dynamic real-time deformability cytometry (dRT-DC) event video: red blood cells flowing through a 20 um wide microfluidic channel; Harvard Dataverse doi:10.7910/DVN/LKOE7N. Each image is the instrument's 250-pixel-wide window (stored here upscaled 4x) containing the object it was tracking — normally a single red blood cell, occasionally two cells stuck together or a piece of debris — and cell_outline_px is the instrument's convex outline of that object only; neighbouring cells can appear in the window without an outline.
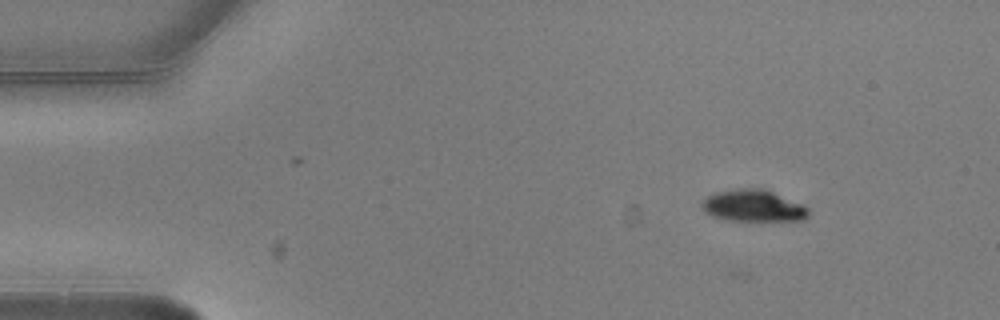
{"species": "common noctule bat (a hibernating species)", "species_latin": "Nyctalus noctula", "temperature_condition": "warm", "stored_images_in_passage": 8, "camera_frame_rate_fps": 3000, "um_per_image_px": 0.085, "animal": {"sex": "male", "body_mass_g": 20.5, "forearm_length_mm": 52.5}, "frame": {"image": 1, "passage_image": 2, "time_ms": 0.333, "image_size_px": [1000, 320], "cell_outline_px": [[808, 216], [804, 220], [724, 220], [712, 216], [704, 212], [700, 204], [708, 196], [716, 192], [736, 188], [764, 188], [804, 204], [808, 208]], "centroid_in_image_um": [64.02, 17.48], "position_along_channel_um": 21.0, "area_um2": 19.88}}
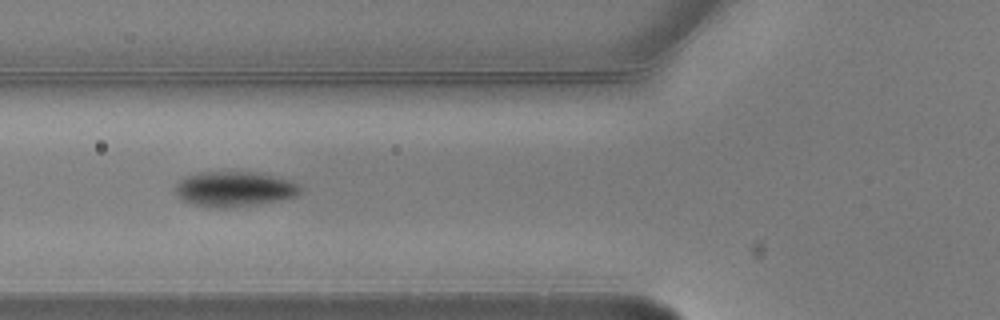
{"frame": {"image": 2, "passage_image": 5, "time_ms": 1.333, "image_size_px": [1000, 320], "cell_outline_px": [[300, 192], [296, 196], [256, 204], [224, 208], [220, 208], [196, 204], [180, 200], [176, 192], [176, 184], [184, 176], [200, 172], [256, 172], [288, 180], [296, 184], [300, 188]], "centroid_in_image_um": [19.86, 16.06], "position_along_channel_um": 105.9, "area_um2": 25.09}}
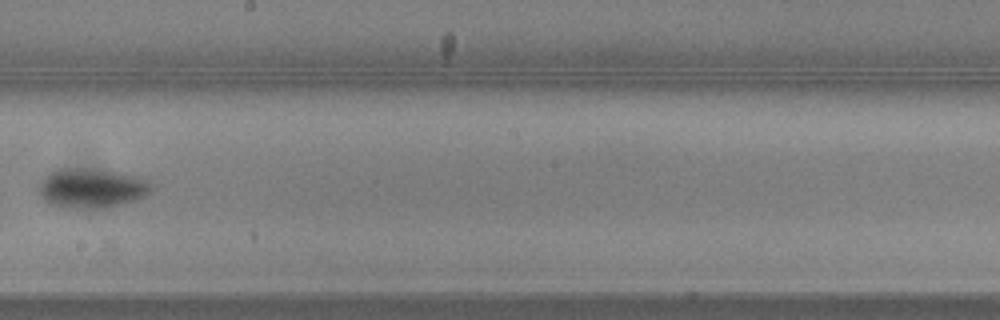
{"frame": {"image": 3, "passage_image": 8, "time_ms": 2.333, "image_size_px": [1000, 320], "cell_outline_px": [[156, 188], [152, 192], [136, 200], [104, 208], [64, 208], [52, 204], [44, 200], [40, 196], [36, 188], [40, 180], [48, 172], [56, 168], [92, 168], [140, 176], [152, 184]], "centroid_in_image_um": [7.76, 15.98], "position_along_channel_um": 240.4, "area_um2": 26.59}}